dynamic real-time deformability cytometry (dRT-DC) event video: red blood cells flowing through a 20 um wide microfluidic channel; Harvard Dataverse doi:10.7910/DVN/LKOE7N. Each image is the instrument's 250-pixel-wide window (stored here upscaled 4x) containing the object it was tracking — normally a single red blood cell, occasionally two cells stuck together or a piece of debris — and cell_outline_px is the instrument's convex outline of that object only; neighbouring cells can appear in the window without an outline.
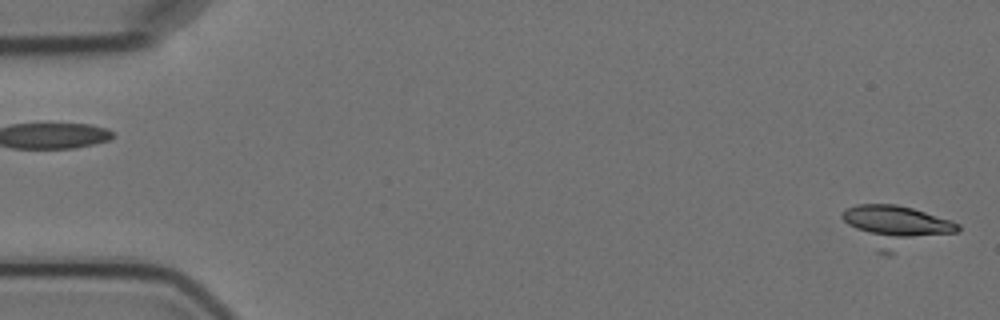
{"species": "Egyptian fruit bat (a non-hibernating species)", "species_latin": "Rousettus aegyptiacus", "temperature_condition": "cold", "stored_images_in_passage": 3, "segment_of_instrument_passage": [2, 2], "camera_frame_rate_fps": 3000, "um_per_image_px": 0.085, "animal": {"sex": "female"}, "frame": {"image": 1, "passage_image": 3, "time_ms": 2.333, "image_size_px": [1000, 320], "cell_outline_px": [[960, 232], [888, 256], [876, 252], [840, 216], [844, 208], [856, 204], [896, 204], [912, 208], [952, 220], [960, 224]], "centroid_in_image_um": [76.22, 19.26], "position_along_channel_um": 8.8, "area_um2": 28.38}}